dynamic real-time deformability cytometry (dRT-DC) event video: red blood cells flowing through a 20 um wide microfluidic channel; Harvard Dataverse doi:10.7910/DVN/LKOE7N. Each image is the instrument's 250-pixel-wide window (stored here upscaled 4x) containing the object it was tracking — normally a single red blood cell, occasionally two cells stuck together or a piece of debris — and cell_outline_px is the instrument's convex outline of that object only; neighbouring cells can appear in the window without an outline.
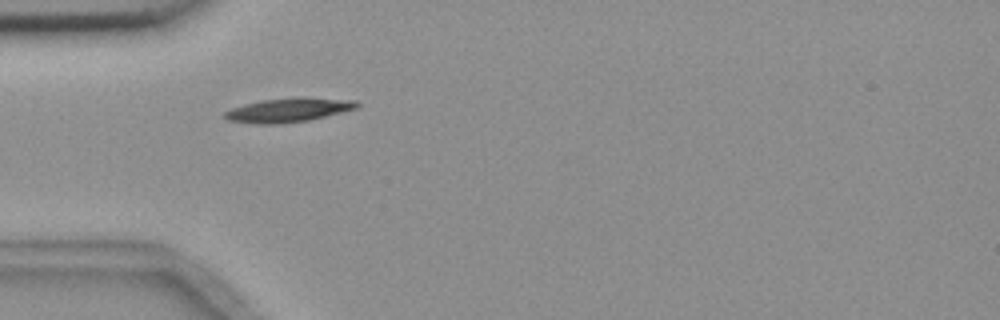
{"species": "common noctule bat (a hibernating species)", "species_latin": "Nyctalus noctula", "temperature_condition": "room temperature", "stored_images_in_passage": 4, "camera_frame_rate_fps": 3000, "um_per_image_px": 0.085, "animal": {"sex": "female", "body_mass_g": 18.4}, "frame": {"image": 1, "passage_image": 1, "time_ms": 0.0, "image_size_px": [1000, 320], "cell_outline_px": [[360, 108], [308, 120], [280, 124], [256, 124], [228, 120], [224, 116], [224, 112], [232, 108], [264, 100], [300, 96], [304, 96], [356, 100], [360, 104]], "centroid_in_image_um": [24.61, 9.34], "position_along_channel_um": 60.4, "area_um2": 18.67}}
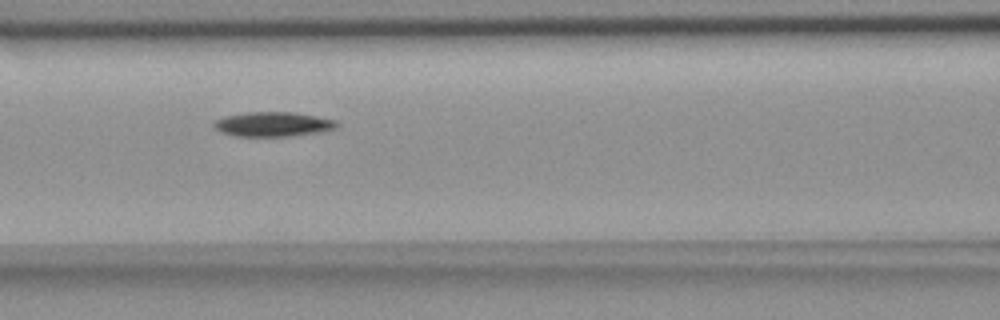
{"frame": {"image": 2, "passage_image": 3, "time_ms": 2.333, "image_size_px": [1000, 320], "cell_outline_px": [[336, 128], [320, 132], [292, 136], [236, 136], [220, 132], [212, 124], [216, 120], [224, 116], [248, 112], [296, 112], [336, 120]], "centroid_in_image_um": [23.19, 10.55], "position_along_channel_um": 143.4, "area_um2": 17.57}}
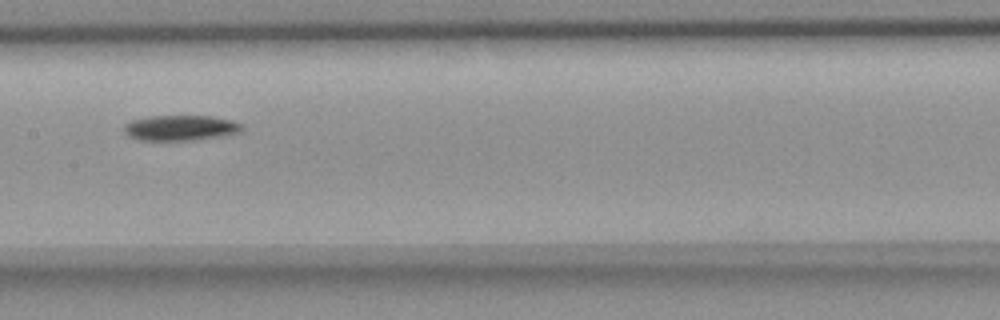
{"frame": {"image": 3, "passage_image": 4, "time_ms": 3.667, "image_size_px": [1000, 320], "cell_outline_px": [[244, 128], [240, 132], [220, 136], [196, 140], [140, 140], [128, 136], [124, 132], [124, 124], [132, 120], [148, 116], [212, 116], [232, 120], [244, 124]], "centroid_in_image_um": [15.36, 10.86], "position_along_channel_um": 192.0, "area_um2": 17.57}}